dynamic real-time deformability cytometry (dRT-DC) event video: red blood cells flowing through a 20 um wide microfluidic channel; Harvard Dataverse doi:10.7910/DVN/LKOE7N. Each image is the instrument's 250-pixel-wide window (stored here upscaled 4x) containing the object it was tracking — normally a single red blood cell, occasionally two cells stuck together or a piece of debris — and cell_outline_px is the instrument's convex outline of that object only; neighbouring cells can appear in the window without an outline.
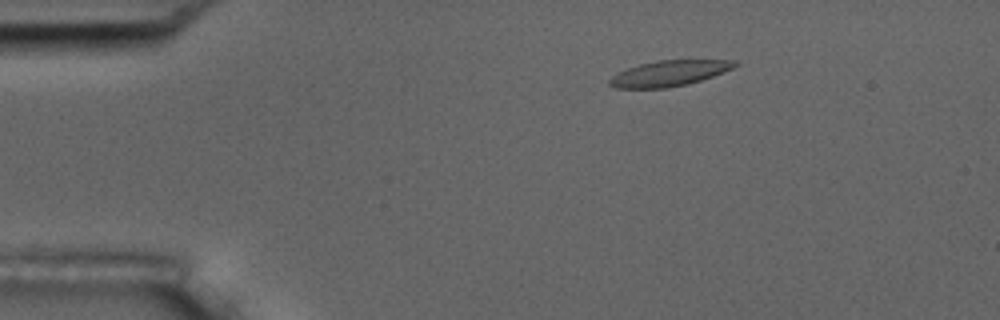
{"species": "common noctule bat (a hibernating species)", "species_latin": "Nyctalus noctula", "temperature_condition": "room temperature", "stored_images_in_passage": 4, "camera_frame_rate_fps": 3000, "um_per_image_px": 0.085, "animal": {"sex": "male", "body_mass_g": 17.5, "forearm_length_mm": 52.3}, "frame": {"image": 1, "passage_image": 2, "time_ms": 1.0, "image_size_px": [1000, 320], "cell_outline_px": [[740, 64], [732, 68], [712, 76], [688, 84], [664, 88], [616, 88], [608, 84], [608, 80], [616, 72], [640, 64], [660, 60], [736, 60]], "centroid_in_image_um": [56.85, 6.23], "position_along_channel_um": 28.2, "area_um2": 18.61}}